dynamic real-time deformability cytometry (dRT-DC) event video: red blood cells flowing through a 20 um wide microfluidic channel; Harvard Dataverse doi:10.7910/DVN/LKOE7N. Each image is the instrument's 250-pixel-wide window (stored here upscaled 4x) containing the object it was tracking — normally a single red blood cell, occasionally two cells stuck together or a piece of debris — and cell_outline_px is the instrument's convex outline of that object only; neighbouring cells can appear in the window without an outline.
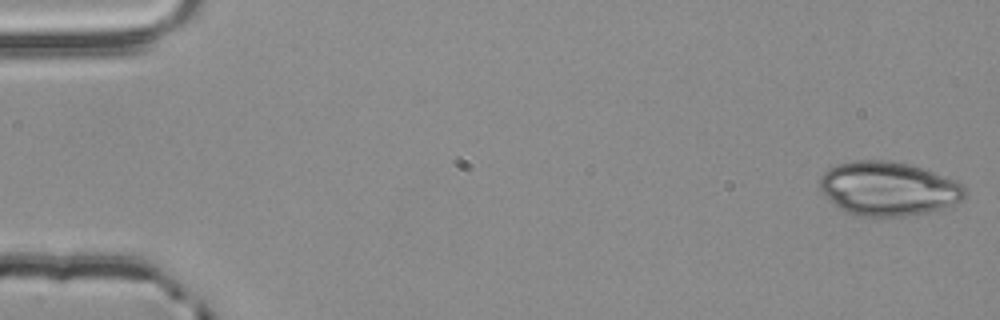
{"species": "common noctule bat (a hibernating species)", "species_latin": "Nyctalus noctula", "temperature_condition": "room temperature", "stored_images_in_passage": 4, "segment_of_instrument_passage": [1, 2], "camera_frame_rate_fps": 3000, "um_per_image_px": 0.085, "animal": {"sex": "male", "body_mass_g": 20.4}, "frame": {"image": 1, "passage_image": 1, "time_ms": 0.0, "image_size_px": [1000, 320], "cell_outline_px": [[968, 192], [960, 200], [944, 208], [928, 212], [904, 216], [860, 216], [848, 212], [840, 208], [820, 188], [820, 176], [828, 168], [836, 164], [856, 160], [888, 160], [908, 164], [932, 172], [964, 184]], "centroid_in_image_um": [75.52, 16.02], "position_along_channel_um": 9.5, "area_um2": 45.2}}